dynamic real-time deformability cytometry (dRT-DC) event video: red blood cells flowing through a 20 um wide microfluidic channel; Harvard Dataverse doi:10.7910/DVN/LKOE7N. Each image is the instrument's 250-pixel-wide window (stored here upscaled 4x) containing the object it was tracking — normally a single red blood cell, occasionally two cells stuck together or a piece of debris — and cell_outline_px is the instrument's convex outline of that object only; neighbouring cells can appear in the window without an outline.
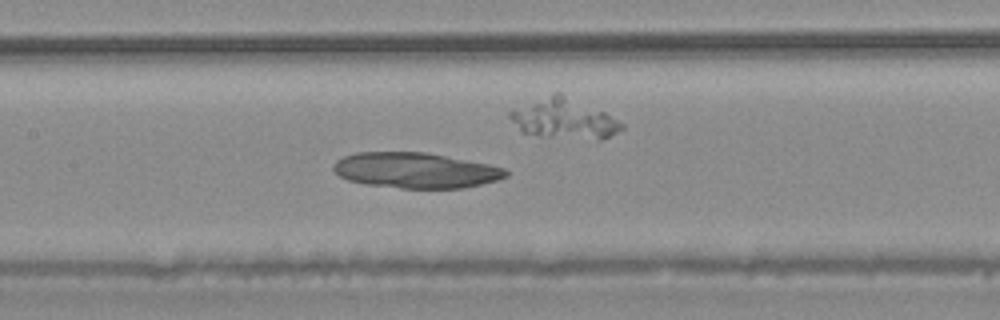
{"species": "common noctule bat (a hibernating species)", "species_latin": "Nyctalus noctula", "temperature_condition": "warm", "stored_images_in_passage": 38, "camera_frame_rate_fps": 3000, "um_per_image_px": 0.085, "animal": {"sex": "male", "body_mass_g": 20.4}, "frame": {"image": 1, "passage_image": 12, "time_ms": 3.667, "image_size_px": [1000, 320], "cell_outline_px": [[508, 176], [496, 180], [464, 188], [400, 188], [364, 184], [348, 180], [340, 176], [332, 168], [332, 164], [336, 160], [344, 156], [356, 152], [424, 152], [488, 164], [504, 168], [508, 172]], "centroid_in_image_um": [35.28, 14.48], "position_along_channel_um": 172.1, "area_um2": 35.55}}
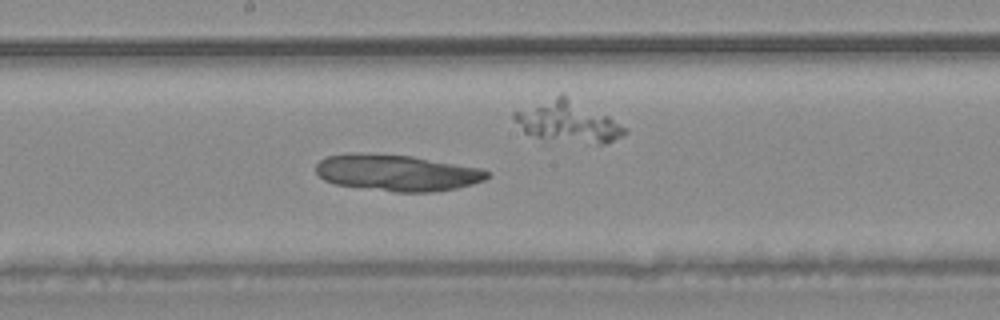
{"frame": {"image": 2, "passage_image": 15, "time_ms": 4.667, "image_size_px": [1000, 320], "cell_outline_px": [[492, 176], [484, 180], [472, 184], [456, 188], [432, 192], [396, 192], [336, 184], [324, 180], [316, 172], [316, 164], [320, 160], [328, 156], [348, 152], [352, 152], [412, 156], [480, 168], [488, 172]], "centroid_in_image_um": [33.73, 14.68], "position_along_channel_um": 214.5, "area_um2": 36.24}}